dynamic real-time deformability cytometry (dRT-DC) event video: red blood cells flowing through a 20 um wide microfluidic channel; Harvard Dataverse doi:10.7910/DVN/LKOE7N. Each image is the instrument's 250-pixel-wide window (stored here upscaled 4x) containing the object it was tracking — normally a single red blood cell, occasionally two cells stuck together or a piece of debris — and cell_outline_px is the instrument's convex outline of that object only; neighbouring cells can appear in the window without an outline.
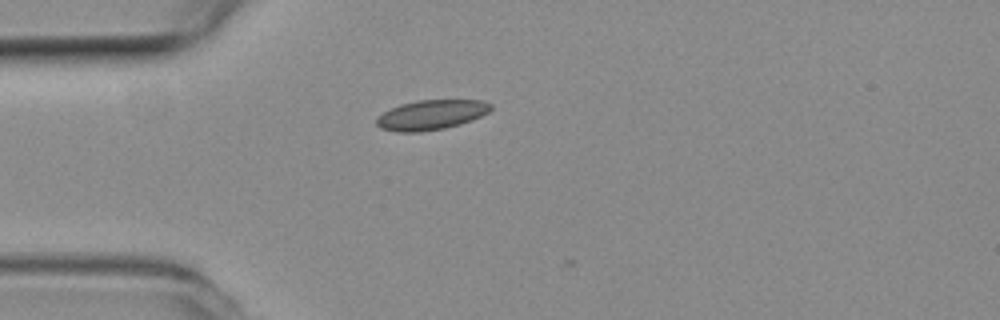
{"species": "common noctule bat (a hibernating species)", "species_latin": "Nyctalus noctula", "temperature_condition": "room temperature", "stored_images_in_passage": 9, "camera_frame_rate_fps": 3000, "um_per_image_px": 0.085, "animal": {"sex": "female", "body_mass_g": 19.3, "forearm_length_mm": 54.1}, "frame": {"image": 1, "passage_image": 4, "time_ms": 1.0, "image_size_px": [1000, 320], "cell_outline_px": [[492, 108], [488, 112], [472, 120], [460, 124], [444, 128], [420, 132], [396, 132], [380, 128], [376, 124], [376, 116], [400, 104], [416, 100], [484, 100], [492, 104]], "centroid_in_image_um": [36.64, 9.76], "position_along_channel_um": 48.4, "area_um2": 19.94}}
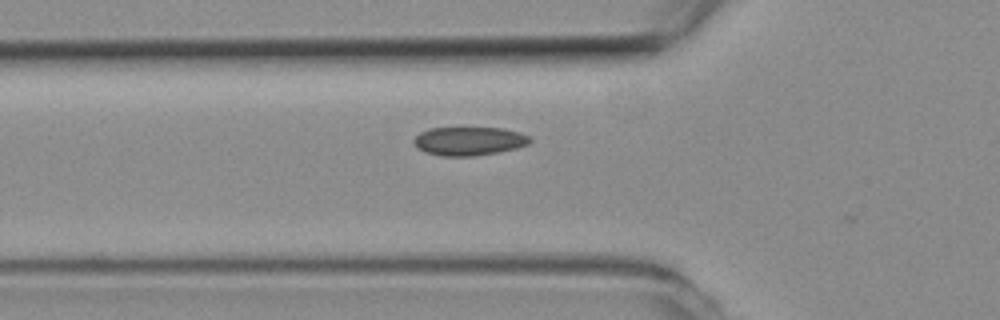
{"frame": {"image": 2, "passage_image": 8, "time_ms": 2.333, "image_size_px": [1000, 320], "cell_outline_px": [[532, 140], [528, 144], [516, 148], [496, 152], [472, 156], [440, 156], [424, 152], [412, 140], [420, 132], [428, 128], [504, 128], [520, 132], [528, 136]], "centroid_in_image_um": [39.86, 11.98], "position_along_channel_um": 85.9, "area_um2": 19.25}}